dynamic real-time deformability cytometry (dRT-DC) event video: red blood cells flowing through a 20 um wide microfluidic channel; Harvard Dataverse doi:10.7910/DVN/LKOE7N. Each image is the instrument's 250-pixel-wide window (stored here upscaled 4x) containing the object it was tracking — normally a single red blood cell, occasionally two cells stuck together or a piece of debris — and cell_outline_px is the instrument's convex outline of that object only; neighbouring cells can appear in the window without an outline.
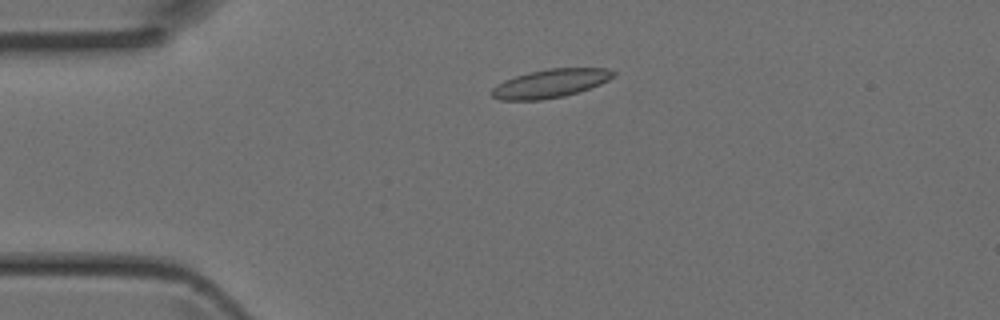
{"species": "Egyptian fruit bat (a non-hibernating species)", "species_latin": "Rousettus aegyptiacus", "temperature_condition": "room temperature", "stored_images_in_passage": 3, "camera_frame_rate_fps": 3000, "um_per_image_px": 0.085, "animal": {"sex": "female"}, "frame": {"image": 1, "passage_image": 2, "time_ms": 0.333, "image_size_px": [1000, 320], "cell_outline_px": [[616, 76], [600, 84], [564, 96], [540, 100], [500, 100], [492, 96], [492, 88], [496, 84], [504, 80], [528, 72], [548, 68], [604, 68], [616, 72]], "centroid_in_image_um": [46.77, 7.08], "position_along_channel_um": 38.2, "area_um2": 20.11}}